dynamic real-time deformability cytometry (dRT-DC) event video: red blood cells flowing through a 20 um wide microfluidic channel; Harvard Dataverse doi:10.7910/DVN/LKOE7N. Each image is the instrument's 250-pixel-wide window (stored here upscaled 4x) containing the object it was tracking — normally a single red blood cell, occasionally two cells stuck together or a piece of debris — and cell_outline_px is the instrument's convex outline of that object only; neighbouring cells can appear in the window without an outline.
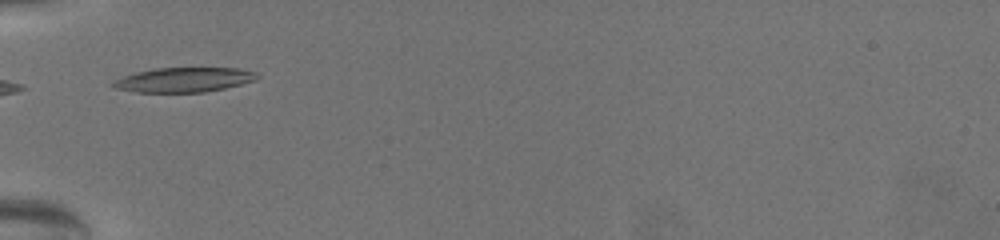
{"species": "common noctule bat (a hibernating species)", "species_latin": "Nyctalus noctula", "temperature_condition": "warm", "stored_images_in_passage": 4, "camera_frame_rate_fps": 3000, "um_per_image_px": 0.085, "animal": {"sex": "female", "body_mass_g": 19.5, "forearm_length_mm": 54.1}, "frame": {"image": 1, "passage_image": 1, "time_ms": 0.0, "image_size_px": [1000, 240], "cell_outline_px": [[260, 76], [256, 80], [224, 88], [204, 92], [136, 92], [116, 88], [112, 84], [112, 80], [136, 72], [152, 68], [240, 68], [256, 72]], "centroid_in_image_um": [15.64, 6.77], "position_along_channel_um": 69.4, "area_um2": 20.63}}